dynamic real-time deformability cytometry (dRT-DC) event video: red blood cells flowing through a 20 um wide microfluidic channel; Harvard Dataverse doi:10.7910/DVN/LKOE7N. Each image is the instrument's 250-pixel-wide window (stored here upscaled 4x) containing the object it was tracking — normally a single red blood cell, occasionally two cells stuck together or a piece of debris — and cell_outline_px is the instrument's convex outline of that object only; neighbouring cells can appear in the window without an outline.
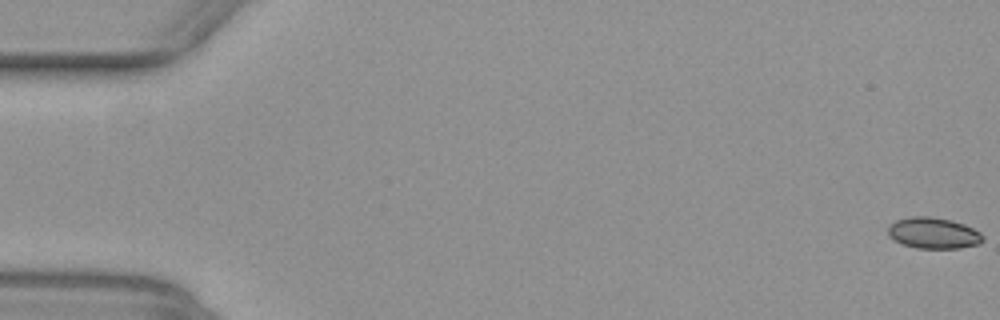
{"species": "common noctule bat (a hibernating species)", "species_latin": "Nyctalus noctula", "temperature_condition": "warm", "stored_images_in_passage": 53, "camera_frame_rate_fps": 3000, "um_per_image_px": 0.085, "animal": {"sex": "female", "body_mass_g": 29.2, "forearm_length_mm": 56.3}, "frame": {"image": 1, "passage_image": 1, "time_ms": 0.0, "image_size_px": [1000, 320], "cell_outline_px": [[984, 240], [980, 244], [960, 248], [916, 248], [904, 244], [888, 236], [888, 228], [896, 220], [912, 216], [928, 216], [952, 220], [964, 224], [980, 232], [984, 236]], "centroid_in_image_um": [79.38, 19.81], "position_along_channel_um": 5.6, "area_um2": 17.17}}
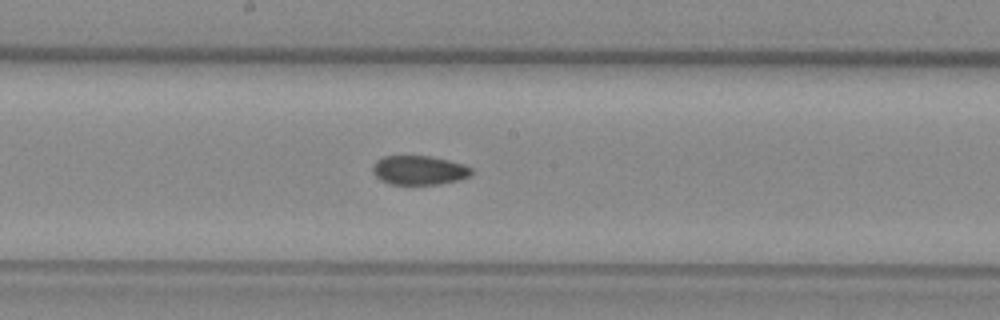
{"frame": {"image": 2, "passage_image": 29, "time_ms": 9.333, "image_size_px": [1000, 320], "cell_outline_px": [[472, 176], [460, 180], [440, 184], [388, 184], [380, 180], [372, 172], [372, 164], [376, 160], [384, 156], [428, 156], [448, 160], [464, 164], [472, 168]], "centroid_in_image_um": [35.62, 14.47], "position_along_channel_um": 212.6, "area_um2": 16.99}}
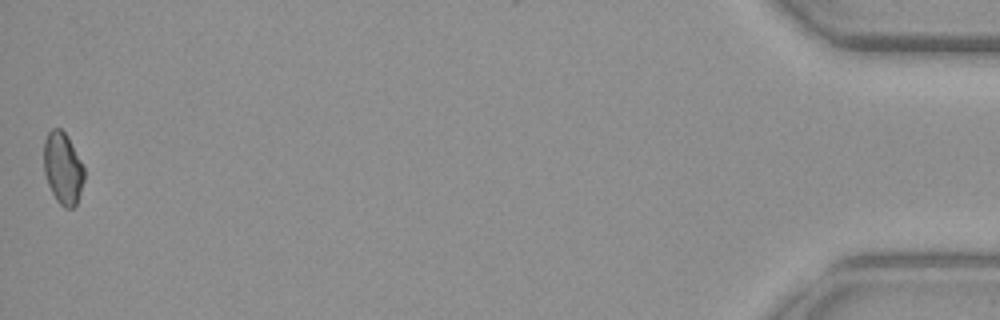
{"frame": {"image": 3, "passage_image": 53, "time_ms": 17.333, "image_size_px": [1000, 320], "cell_outline_px": [[84, 180], [76, 204], [72, 208], [64, 208], [56, 200], [48, 184], [44, 172], [44, 140], [48, 132], [52, 128], [60, 128], [68, 136], [84, 168]], "centroid_in_image_um": [5.33, 14.29], "position_along_channel_um": 429.9, "area_um2": 16.82}, "authors_computed_cell_mechanics": {"area_um2": 17.34, "velocity_mm_per_s": 3.989, "shape_relaxation_time_tau1_ms": null, "shape_relaxation_time_tau2_ms": 2.205, "deformation_change_tau1": null, "deformation_change_tau2": 0.056}}